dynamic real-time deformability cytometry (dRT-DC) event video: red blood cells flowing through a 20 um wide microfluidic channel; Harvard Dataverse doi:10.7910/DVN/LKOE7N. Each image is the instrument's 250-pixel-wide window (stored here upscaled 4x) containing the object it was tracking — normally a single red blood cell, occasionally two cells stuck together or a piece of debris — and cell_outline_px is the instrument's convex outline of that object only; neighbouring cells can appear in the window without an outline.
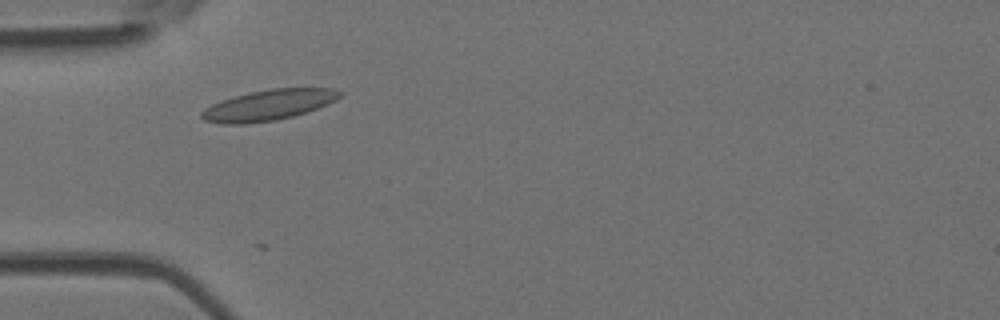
{"species": "Egyptian fruit bat (a non-hibernating species)", "species_latin": "Rousettus aegyptiacus", "temperature_condition": "room temperature", "stored_images_in_passage": 4, "camera_frame_rate_fps": 3000, "um_per_image_px": 0.085, "animal": {"sex": "female"}, "frame": {"image": 1, "passage_image": 1, "time_ms": 0.0, "image_size_px": [1000, 320], "cell_outline_px": [[344, 92], [336, 100], [328, 104], [308, 112], [276, 120], [244, 124], [220, 124], [204, 120], [200, 116], [200, 112], [204, 108], [220, 100], [248, 92], [272, 88], [332, 88]], "centroid_in_image_um": [22.81, 8.93], "position_along_channel_um": 62.2, "area_um2": 24.91}}